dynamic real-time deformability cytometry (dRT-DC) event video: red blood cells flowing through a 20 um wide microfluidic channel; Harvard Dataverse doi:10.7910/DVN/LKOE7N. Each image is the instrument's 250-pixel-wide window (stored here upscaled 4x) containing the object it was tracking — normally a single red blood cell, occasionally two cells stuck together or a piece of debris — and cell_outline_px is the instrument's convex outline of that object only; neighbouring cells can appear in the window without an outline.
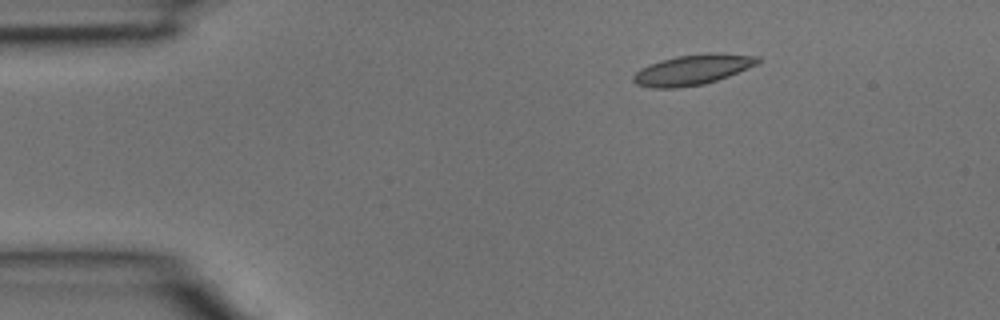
{"species": "common noctule bat (a hibernating species)", "species_latin": "Nyctalus noctula", "temperature_condition": "room temperature", "stored_images_in_passage": 35, "camera_frame_rate_fps": 3000, "um_per_image_px": 0.085, "animal": {"sex": "male", "body_mass_g": 15.6}, "frame": {"image": 1, "passage_image": 1, "time_ms": 0.0, "image_size_px": [1000, 320], "cell_outline_px": [[760, 60], [756, 64], [728, 76], [704, 84], [676, 88], [652, 88], [636, 84], [632, 80], [632, 76], [640, 68], [648, 64], [660, 60], [676, 56], [708, 52], [716, 52], [760, 56]], "centroid_in_image_um": [58.83, 5.91], "position_along_channel_um": 26.2, "area_um2": 22.08}}
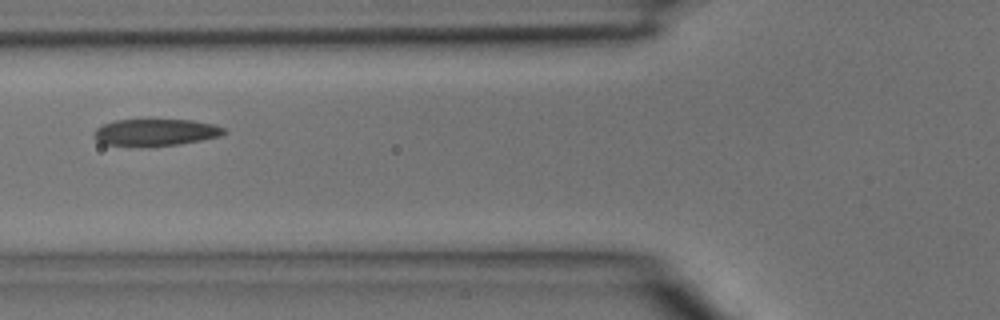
{"frame": {"image": 2, "passage_image": 10, "time_ms": 3.0, "image_size_px": [1000, 320], "cell_outline_px": [[228, 132], [220, 136], [180, 144], [152, 148], [140, 148], [104, 144], [96, 140], [92, 136], [96, 128], [104, 124], [116, 120], [192, 120], [212, 124], [224, 128]], "centroid_in_image_um": [13.18, 11.29], "position_along_channel_um": 112.6, "area_um2": 20.87}}
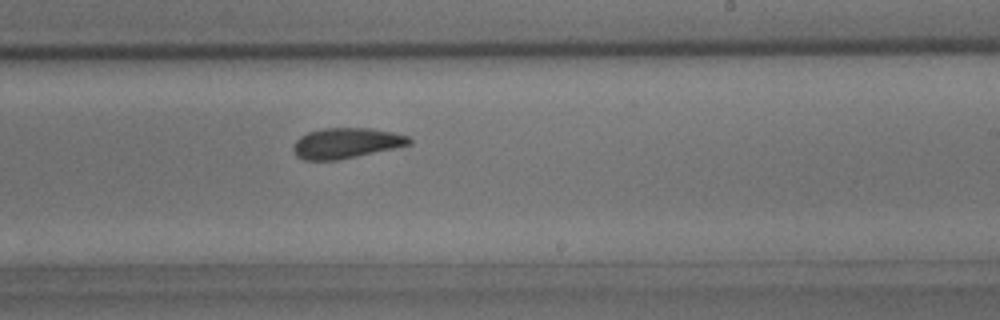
{"frame": {"image": 3, "passage_image": 19, "time_ms": 6.0, "image_size_px": [1000, 320], "cell_outline_px": [[412, 144], [356, 156], [336, 160], [304, 160], [296, 156], [292, 148], [296, 140], [300, 136], [308, 132], [324, 128], [368, 128], [392, 132], [408, 136], [412, 140]], "centroid_in_image_um": [29.4, 12.16], "position_along_channel_um": 259.6, "area_um2": 20.4}}